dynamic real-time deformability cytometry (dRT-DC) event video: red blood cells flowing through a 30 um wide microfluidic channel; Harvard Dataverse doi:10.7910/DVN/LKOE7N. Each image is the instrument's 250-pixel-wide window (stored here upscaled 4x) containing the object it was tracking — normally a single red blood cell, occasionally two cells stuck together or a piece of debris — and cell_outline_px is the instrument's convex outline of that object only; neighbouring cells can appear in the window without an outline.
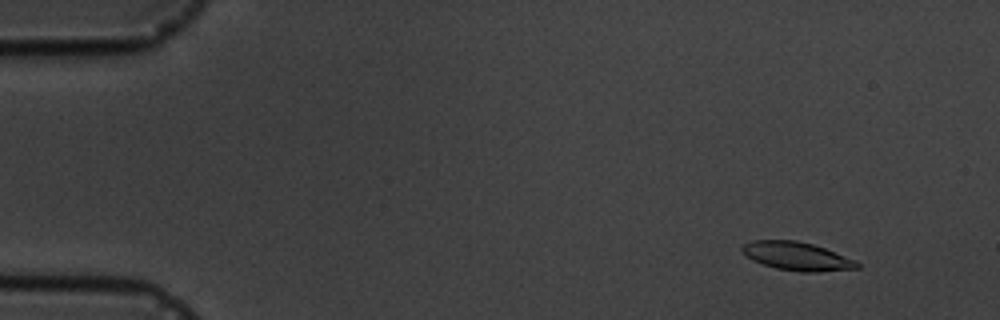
{"species": "common noctule bat (a hibernating species)", "species_latin": "Nyctalus noctula", "temperature_condition": "cold", "stored_images_in_passage": 5, "camera_frame_rate_fps": 3000, "um_per_image_px": 0.085, "animal": {"sex": "male", "body_mass_g": 19.5, "forearm_length_mm": 54.6}, "frame": {"image": 1, "passage_image": 2, "time_ms": 1.0, "image_size_px": [1000, 320], "cell_outline_px": [[860, 268], [816, 272], [800, 272], [776, 268], [752, 260], [740, 248], [744, 244], [752, 240], [796, 240], [812, 244], [824, 248], [856, 260], [860, 264]], "centroid_in_image_um": [67.76, 21.78], "position_along_channel_um": 17.2, "area_um2": 18.9}}
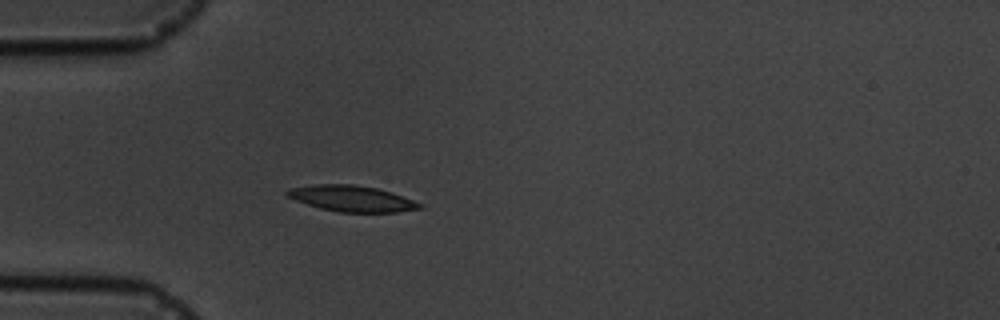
{"frame": {"image": 2, "passage_image": 5, "time_ms": 4.667, "image_size_px": [1000, 320], "cell_outline_px": [[424, 208], [396, 212], [340, 212], [320, 208], [296, 200], [288, 196], [284, 192], [288, 188], [312, 184], [352, 184], [376, 188], [392, 192], [424, 204]], "centroid_in_image_um": [29.92, 16.87], "position_along_channel_um": 55.1, "area_um2": 20.11}}